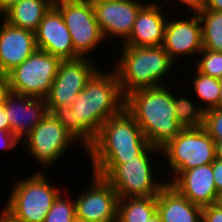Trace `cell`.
<instances>
[{"instance_id": "obj_1", "label": "cell", "mask_w": 222, "mask_h": 222, "mask_svg": "<svg viewBox=\"0 0 222 222\" xmlns=\"http://www.w3.org/2000/svg\"><path fill=\"white\" fill-rule=\"evenodd\" d=\"M97 70L71 106L55 107L50 113L78 141L85 151L101 126L125 108V96L115 70Z\"/></svg>"}, {"instance_id": "obj_2", "label": "cell", "mask_w": 222, "mask_h": 222, "mask_svg": "<svg viewBox=\"0 0 222 222\" xmlns=\"http://www.w3.org/2000/svg\"><path fill=\"white\" fill-rule=\"evenodd\" d=\"M168 89L164 85L144 88L125 96V109L140 126L148 143L158 148L183 130L176 120L173 92Z\"/></svg>"}, {"instance_id": "obj_3", "label": "cell", "mask_w": 222, "mask_h": 222, "mask_svg": "<svg viewBox=\"0 0 222 222\" xmlns=\"http://www.w3.org/2000/svg\"><path fill=\"white\" fill-rule=\"evenodd\" d=\"M149 145L140 126L124 108L101 126L86 153L92 166H118L136 159Z\"/></svg>"}, {"instance_id": "obj_4", "label": "cell", "mask_w": 222, "mask_h": 222, "mask_svg": "<svg viewBox=\"0 0 222 222\" xmlns=\"http://www.w3.org/2000/svg\"><path fill=\"white\" fill-rule=\"evenodd\" d=\"M119 62V63H118ZM174 61L163 46H123L117 61V74L124 96L132 91L163 86L165 75ZM162 80V81H161Z\"/></svg>"}, {"instance_id": "obj_5", "label": "cell", "mask_w": 222, "mask_h": 222, "mask_svg": "<svg viewBox=\"0 0 222 222\" xmlns=\"http://www.w3.org/2000/svg\"><path fill=\"white\" fill-rule=\"evenodd\" d=\"M154 152L161 155V148L149 145L136 159L118 166H92V173L104 178L119 198L157 196L167 182L153 177L150 155Z\"/></svg>"}, {"instance_id": "obj_6", "label": "cell", "mask_w": 222, "mask_h": 222, "mask_svg": "<svg viewBox=\"0 0 222 222\" xmlns=\"http://www.w3.org/2000/svg\"><path fill=\"white\" fill-rule=\"evenodd\" d=\"M41 171L33 172L11 188L8 203L2 210L14 222H44L54 200L61 193Z\"/></svg>"}, {"instance_id": "obj_7", "label": "cell", "mask_w": 222, "mask_h": 222, "mask_svg": "<svg viewBox=\"0 0 222 222\" xmlns=\"http://www.w3.org/2000/svg\"><path fill=\"white\" fill-rule=\"evenodd\" d=\"M162 155L173 172L167 181L170 184L183 171L212 164L216 159L215 141L203 127L186 128L161 147Z\"/></svg>"}, {"instance_id": "obj_8", "label": "cell", "mask_w": 222, "mask_h": 222, "mask_svg": "<svg viewBox=\"0 0 222 222\" xmlns=\"http://www.w3.org/2000/svg\"><path fill=\"white\" fill-rule=\"evenodd\" d=\"M60 62V58L36 49L26 60L6 74L11 92L45 99Z\"/></svg>"}, {"instance_id": "obj_9", "label": "cell", "mask_w": 222, "mask_h": 222, "mask_svg": "<svg viewBox=\"0 0 222 222\" xmlns=\"http://www.w3.org/2000/svg\"><path fill=\"white\" fill-rule=\"evenodd\" d=\"M54 6L61 12L70 32L75 53L89 58V52L105 40L92 4L82 0H55Z\"/></svg>"}, {"instance_id": "obj_10", "label": "cell", "mask_w": 222, "mask_h": 222, "mask_svg": "<svg viewBox=\"0 0 222 222\" xmlns=\"http://www.w3.org/2000/svg\"><path fill=\"white\" fill-rule=\"evenodd\" d=\"M23 139V146L27 147L24 146L25 150L43 167L57 162L73 142L78 143L51 113H47Z\"/></svg>"}, {"instance_id": "obj_11", "label": "cell", "mask_w": 222, "mask_h": 222, "mask_svg": "<svg viewBox=\"0 0 222 222\" xmlns=\"http://www.w3.org/2000/svg\"><path fill=\"white\" fill-rule=\"evenodd\" d=\"M94 64L91 57L61 60L50 92L45 98L48 113L55 107L73 104L76 96L99 69Z\"/></svg>"}, {"instance_id": "obj_12", "label": "cell", "mask_w": 222, "mask_h": 222, "mask_svg": "<svg viewBox=\"0 0 222 222\" xmlns=\"http://www.w3.org/2000/svg\"><path fill=\"white\" fill-rule=\"evenodd\" d=\"M92 174V185L76 197V217L85 222H116L118 194L104 178Z\"/></svg>"}, {"instance_id": "obj_13", "label": "cell", "mask_w": 222, "mask_h": 222, "mask_svg": "<svg viewBox=\"0 0 222 222\" xmlns=\"http://www.w3.org/2000/svg\"><path fill=\"white\" fill-rule=\"evenodd\" d=\"M144 4L136 0L99 1L92 4L104 39L113 35L124 42L130 36L137 13Z\"/></svg>"}, {"instance_id": "obj_14", "label": "cell", "mask_w": 222, "mask_h": 222, "mask_svg": "<svg viewBox=\"0 0 222 222\" xmlns=\"http://www.w3.org/2000/svg\"><path fill=\"white\" fill-rule=\"evenodd\" d=\"M192 16L188 20L167 19L162 46L174 62L184 55H198L203 49L201 22L197 13Z\"/></svg>"}, {"instance_id": "obj_15", "label": "cell", "mask_w": 222, "mask_h": 222, "mask_svg": "<svg viewBox=\"0 0 222 222\" xmlns=\"http://www.w3.org/2000/svg\"><path fill=\"white\" fill-rule=\"evenodd\" d=\"M37 49L46 51L61 60L76 59L70 32L61 12L53 5L43 17L35 32Z\"/></svg>"}, {"instance_id": "obj_16", "label": "cell", "mask_w": 222, "mask_h": 222, "mask_svg": "<svg viewBox=\"0 0 222 222\" xmlns=\"http://www.w3.org/2000/svg\"><path fill=\"white\" fill-rule=\"evenodd\" d=\"M4 109L10 123V132L23 142L34 127L47 115L44 98L10 93L5 100Z\"/></svg>"}, {"instance_id": "obj_17", "label": "cell", "mask_w": 222, "mask_h": 222, "mask_svg": "<svg viewBox=\"0 0 222 222\" xmlns=\"http://www.w3.org/2000/svg\"><path fill=\"white\" fill-rule=\"evenodd\" d=\"M3 22V23H2ZM0 74L6 75L36 49L35 33L0 21Z\"/></svg>"}, {"instance_id": "obj_18", "label": "cell", "mask_w": 222, "mask_h": 222, "mask_svg": "<svg viewBox=\"0 0 222 222\" xmlns=\"http://www.w3.org/2000/svg\"><path fill=\"white\" fill-rule=\"evenodd\" d=\"M162 8L155 1L144 4L137 13L130 36L122 42L123 46H161L168 19L165 18Z\"/></svg>"}, {"instance_id": "obj_19", "label": "cell", "mask_w": 222, "mask_h": 222, "mask_svg": "<svg viewBox=\"0 0 222 222\" xmlns=\"http://www.w3.org/2000/svg\"><path fill=\"white\" fill-rule=\"evenodd\" d=\"M170 185L200 207L214 204L217 197L211 164L181 172Z\"/></svg>"}, {"instance_id": "obj_20", "label": "cell", "mask_w": 222, "mask_h": 222, "mask_svg": "<svg viewBox=\"0 0 222 222\" xmlns=\"http://www.w3.org/2000/svg\"><path fill=\"white\" fill-rule=\"evenodd\" d=\"M157 213L163 222L202 221V207L191 203L169 183L157 195Z\"/></svg>"}, {"instance_id": "obj_21", "label": "cell", "mask_w": 222, "mask_h": 222, "mask_svg": "<svg viewBox=\"0 0 222 222\" xmlns=\"http://www.w3.org/2000/svg\"><path fill=\"white\" fill-rule=\"evenodd\" d=\"M55 0H20L2 17L7 23L36 32L43 17L54 5Z\"/></svg>"}, {"instance_id": "obj_22", "label": "cell", "mask_w": 222, "mask_h": 222, "mask_svg": "<svg viewBox=\"0 0 222 222\" xmlns=\"http://www.w3.org/2000/svg\"><path fill=\"white\" fill-rule=\"evenodd\" d=\"M157 212V196L119 198L116 222H147Z\"/></svg>"}, {"instance_id": "obj_23", "label": "cell", "mask_w": 222, "mask_h": 222, "mask_svg": "<svg viewBox=\"0 0 222 222\" xmlns=\"http://www.w3.org/2000/svg\"><path fill=\"white\" fill-rule=\"evenodd\" d=\"M197 14L202 27L203 48L222 52V12L205 8Z\"/></svg>"}, {"instance_id": "obj_24", "label": "cell", "mask_w": 222, "mask_h": 222, "mask_svg": "<svg viewBox=\"0 0 222 222\" xmlns=\"http://www.w3.org/2000/svg\"><path fill=\"white\" fill-rule=\"evenodd\" d=\"M193 75L194 78H192V87L196 93L195 95H197L196 99L198 97V101L201 100L205 102L203 109L207 111L212 108H218L220 79L200 73L197 69H195Z\"/></svg>"}, {"instance_id": "obj_25", "label": "cell", "mask_w": 222, "mask_h": 222, "mask_svg": "<svg viewBox=\"0 0 222 222\" xmlns=\"http://www.w3.org/2000/svg\"><path fill=\"white\" fill-rule=\"evenodd\" d=\"M193 104L192 100L173 95L176 120L183 129L200 128L204 125L205 110Z\"/></svg>"}, {"instance_id": "obj_26", "label": "cell", "mask_w": 222, "mask_h": 222, "mask_svg": "<svg viewBox=\"0 0 222 222\" xmlns=\"http://www.w3.org/2000/svg\"><path fill=\"white\" fill-rule=\"evenodd\" d=\"M62 194L61 192L54 200L44 222H72L76 217L75 199H65Z\"/></svg>"}, {"instance_id": "obj_27", "label": "cell", "mask_w": 222, "mask_h": 222, "mask_svg": "<svg viewBox=\"0 0 222 222\" xmlns=\"http://www.w3.org/2000/svg\"><path fill=\"white\" fill-rule=\"evenodd\" d=\"M196 69L205 75L222 79V52L202 49Z\"/></svg>"}, {"instance_id": "obj_28", "label": "cell", "mask_w": 222, "mask_h": 222, "mask_svg": "<svg viewBox=\"0 0 222 222\" xmlns=\"http://www.w3.org/2000/svg\"><path fill=\"white\" fill-rule=\"evenodd\" d=\"M203 128L216 142L222 140V109L212 108L205 111Z\"/></svg>"}, {"instance_id": "obj_29", "label": "cell", "mask_w": 222, "mask_h": 222, "mask_svg": "<svg viewBox=\"0 0 222 222\" xmlns=\"http://www.w3.org/2000/svg\"><path fill=\"white\" fill-rule=\"evenodd\" d=\"M203 222H222V208L216 204L202 207Z\"/></svg>"}, {"instance_id": "obj_30", "label": "cell", "mask_w": 222, "mask_h": 222, "mask_svg": "<svg viewBox=\"0 0 222 222\" xmlns=\"http://www.w3.org/2000/svg\"><path fill=\"white\" fill-rule=\"evenodd\" d=\"M20 141L12 132L0 129V148L2 150L15 149Z\"/></svg>"}, {"instance_id": "obj_31", "label": "cell", "mask_w": 222, "mask_h": 222, "mask_svg": "<svg viewBox=\"0 0 222 222\" xmlns=\"http://www.w3.org/2000/svg\"><path fill=\"white\" fill-rule=\"evenodd\" d=\"M217 193L222 191V160L215 159L211 164Z\"/></svg>"}, {"instance_id": "obj_32", "label": "cell", "mask_w": 222, "mask_h": 222, "mask_svg": "<svg viewBox=\"0 0 222 222\" xmlns=\"http://www.w3.org/2000/svg\"><path fill=\"white\" fill-rule=\"evenodd\" d=\"M183 3L184 6L189 7L188 10H192L193 13H198L204 10L207 6L208 0H178Z\"/></svg>"}, {"instance_id": "obj_33", "label": "cell", "mask_w": 222, "mask_h": 222, "mask_svg": "<svg viewBox=\"0 0 222 222\" xmlns=\"http://www.w3.org/2000/svg\"><path fill=\"white\" fill-rule=\"evenodd\" d=\"M11 93L7 75L0 74V106H3L6 97Z\"/></svg>"}, {"instance_id": "obj_34", "label": "cell", "mask_w": 222, "mask_h": 222, "mask_svg": "<svg viewBox=\"0 0 222 222\" xmlns=\"http://www.w3.org/2000/svg\"><path fill=\"white\" fill-rule=\"evenodd\" d=\"M0 129L7 130L10 132L9 119L6 116L4 105L0 106Z\"/></svg>"}, {"instance_id": "obj_35", "label": "cell", "mask_w": 222, "mask_h": 222, "mask_svg": "<svg viewBox=\"0 0 222 222\" xmlns=\"http://www.w3.org/2000/svg\"><path fill=\"white\" fill-rule=\"evenodd\" d=\"M19 1L20 0H0V15H3L8 9Z\"/></svg>"}, {"instance_id": "obj_36", "label": "cell", "mask_w": 222, "mask_h": 222, "mask_svg": "<svg viewBox=\"0 0 222 222\" xmlns=\"http://www.w3.org/2000/svg\"><path fill=\"white\" fill-rule=\"evenodd\" d=\"M206 9L222 12V0H208Z\"/></svg>"}, {"instance_id": "obj_37", "label": "cell", "mask_w": 222, "mask_h": 222, "mask_svg": "<svg viewBox=\"0 0 222 222\" xmlns=\"http://www.w3.org/2000/svg\"><path fill=\"white\" fill-rule=\"evenodd\" d=\"M216 158L222 160V140L215 142Z\"/></svg>"}, {"instance_id": "obj_38", "label": "cell", "mask_w": 222, "mask_h": 222, "mask_svg": "<svg viewBox=\"0 0 222 222\" xmlns=\"http://www.w3.org/2000/svg\"><path fill=\"white\" fill-rule=\"evenodd\" d=\"M217 206H219L220 208H222V191L217 193V197L215 200V203Z\"/></svg>"}, {"instance_id": "obj_39", "label": "cell", "mask_w": 222, "mask_h": 222, "mask_svg": "<svg viewBox=\"0 0 222 222\" xmlns=\"http://www.w3.org/2000/svg\"><path fill=\"white\" fill-rule=\"evenodd\" d=\"M147 222H163L160 215L156 212Z\"/></svg>"}, {"instance_id": "obj_40", "label": "cell", "mask_w": 222, "mask_h": 222, "mask_svg": "<svg viewBox=\"0 0 222 222\" xmlns=\"http://www.w3.org/2000/svg\"><path fill=\"white\" fill-rule=\"evenodd\" d=\"M0 222H14L11 220L5 213H1L0 215Z\"/></svg>"}, {"instance_id": "obj_41", "label": "cell", "mask_w": 222, "mask_h": 222, "mask_svg": "<svg viewBox=\"0 0 222 222\" xmlns=\"http://www.w3.org/2000/svg\"><path fill=\"white\" fill-rule=\"evenodd\" d=\"M218 108L222 109V79H220V96L218 101Z\"/></svg>"}, {"instance_id": "obj_42", "label": "cell", "mask_w": 222, "mask_h": 222, "mask_svg": "<svg viewBox=\"0 0 222 222\" xmlns=\"http://www.w3.org/2000/svg\"><path fill=\"white\" fill-rule=\"evenodd\" d=\"M82 1L89 2L90 4H94V3H97L99 1H112V0H82Z\"/></svg>"}, {"instance_id": "obj_43", "label": "cell", "mask_w": 222, "mask_h": 222, "mask_svg": "<svg viewBox=\"0 0 222 222\" xmlns=\"http://www.w3.org/2000/svg\"><path fill=\"white\" fill-rule=\"evenodd\" d=\"M72 222H85V221L82 220V219H79V218L75 217V218L72 220Z\"/></svg>"}]
</instances>
